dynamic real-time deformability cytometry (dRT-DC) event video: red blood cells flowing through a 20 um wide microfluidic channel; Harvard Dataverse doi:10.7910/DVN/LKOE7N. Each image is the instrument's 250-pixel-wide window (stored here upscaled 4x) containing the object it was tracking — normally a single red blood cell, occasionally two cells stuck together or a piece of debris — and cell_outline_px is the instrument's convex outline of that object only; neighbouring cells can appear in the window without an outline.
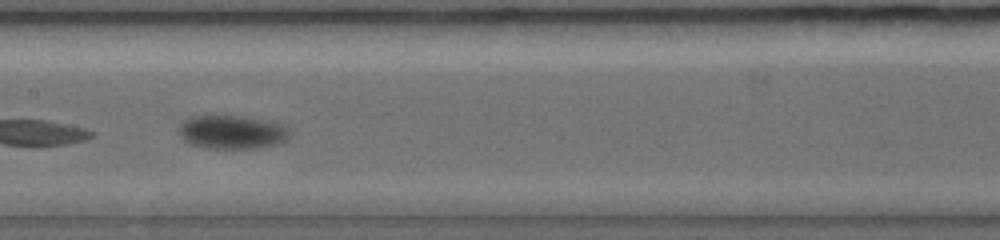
{"species": "common noctule bat (a hibernating species)", "species_latin": "Nyctalus noctula", "temperature_condition": "warm", "stored_images_in_passage": 8, "camera_frame_rate_fps": 5000, "um_per_image_px": 0.085, "animal": {"sex": "female", "body_mass_g": 19.0, "forearm_length_mm": 56.7}, "frame": {"image": 1, "passage_image": 4, "time_ms": 2.8, "image_size_px": [1000, 240], "cell_outline_px": [[292, 132], [280, 144], [256, 148], [208, 148], [188, 144], [180, 136], [180, 124], [188, 116], [244, 116], [284, 124]], "centroid_in_image_um": [19.73, 11.23], "position_along_channel_um": 187.7, "area_um2": 21.85}}
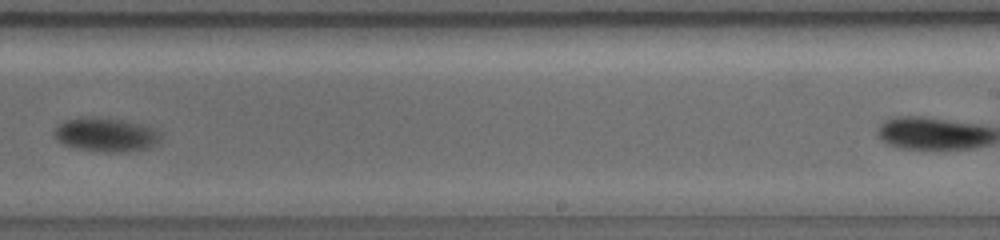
{"frame": {"image": 2, "passage_image": 6, "time_ms": 4.8, "image_size_px": [1000, 240], "cell_outline_px": [[160, 136], [148, 148], [128, 152], [100, 152], [76, 148], [64, 144], [56, 140], [52, 132], [52, 128], [56, 124], [64, 120], [80, 116], [96, 116], [124, 120], [140, 124], [152, 128], [160, 132]], "centroid_in_image_um": [8.88, 11.42], "position_along_channel_um": 280.1, "area_um2": 21.39}}